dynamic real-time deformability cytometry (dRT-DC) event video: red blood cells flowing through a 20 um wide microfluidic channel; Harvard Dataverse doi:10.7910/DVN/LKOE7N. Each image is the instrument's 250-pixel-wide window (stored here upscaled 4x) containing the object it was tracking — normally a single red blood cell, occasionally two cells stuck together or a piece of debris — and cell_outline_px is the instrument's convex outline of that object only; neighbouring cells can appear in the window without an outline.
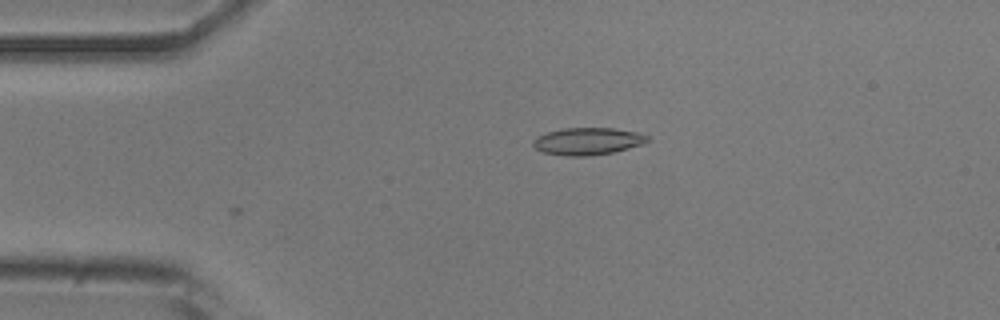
{"species": "common noctule bat (a hibernating species)", "species_latin": "Nyctalus noctula", "temperature_condition": "room temperature", "stored_images_in_passage": 4, "camera_frame_rate_fps": 3000, "um_per_image_px": 0.085, "animal": {"sex": "male", "body_mass_g": 20.5, "forearm_length_mm": 52.5}, "frame": {"image": 1, "passage_image": 1, "time_ms": 0.0, "image_size_px": [1000, 320], "cell_outline_px": [[652, 140], [644, 144], [612, 152], [592, 156], [564, 156], [544, 152], [536, 148], [532, 144], [532, 140], [536, 136], [548, 132], [564, 128], [612, 128], [640, 132], [648, 136]], "centroid_in_image_um": [49.98, 12.0], "position_along_channel_um": 35.0, "area_um2": 18.32}}